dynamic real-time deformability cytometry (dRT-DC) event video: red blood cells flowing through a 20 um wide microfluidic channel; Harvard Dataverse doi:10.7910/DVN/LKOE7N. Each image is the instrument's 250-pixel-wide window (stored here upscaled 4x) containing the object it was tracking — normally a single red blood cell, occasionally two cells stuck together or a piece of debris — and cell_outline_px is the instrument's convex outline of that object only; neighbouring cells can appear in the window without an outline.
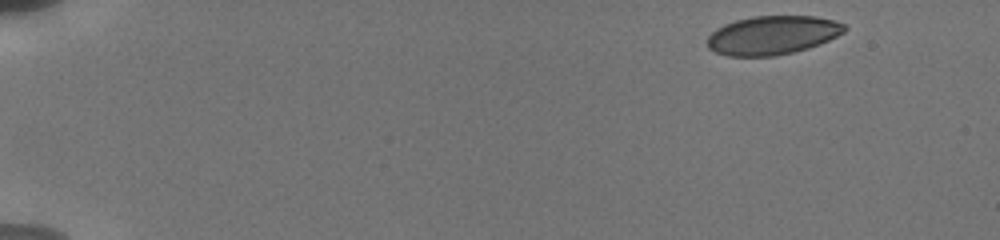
{"species": "human", "species_latin": "Homo sapiens", "temperature_condition": "cold", "stored_images_in_passage": 23, "camera_frame_rate_fps": 3000, "um_per_image_px": 0.085, "donor": {"sex": "male"}, "frame": {"image": 1, "passage_image": 1, "time_ms": 0.0, "image_size_px": [1000, 240], "cell_outline_px": [[848, 28], [844, 32], [820, 44], [808, 48], [792, 52], [772, 56], [728, 56], [716, 52], [708, 48], [708, 36], [716, 28], [724, 24], [736, 20], [752, 16], [816, 16], [832, 20], [844, 24]], "centroid_in_image_um": [65.65, 2.98], "position_along_channel_um": 19.3, "area_um2": 30.92}}
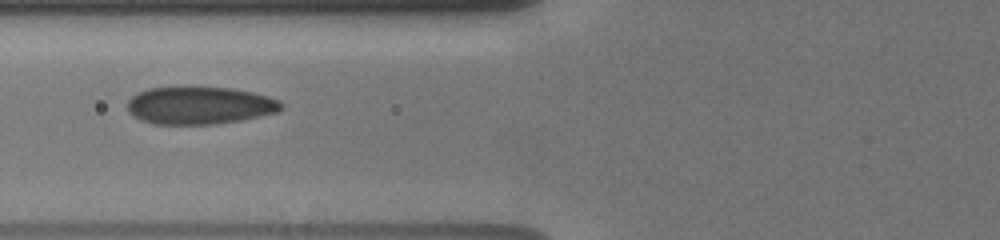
{"frame": {"image": 2, "passage_image": 10, "time_ms": 6.0, "image_size_px": [1000, 240], "cell_outline_px": [[284, 108], [276, 112], [260, 116], [240, 120], [216, 124], [152, 124], [140, 120], [132, 116], [128, 112], [128, 100], [136, 92], [148, 88], [184, 84], [232, 88], [252, 92], [268, 96], [280, 100], [284, 104]], "centroid_in_image_um": [16.93, 8.92], "position_along_channel_um": 108.9, "area_um2": 34.91}}
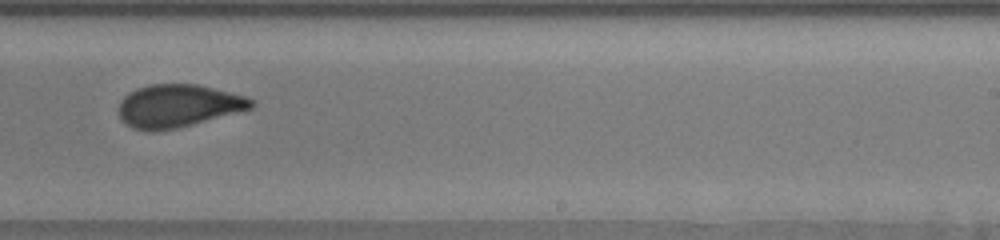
{"frame": {"image": 3, "passage_image": 21, "time_ms": 10.333, "image_size_px": [1000, 240], "cell_outline_px": [[256, 104], [252, 108], [176, 128], [156, 132], [132, 128], [120, 116], [120, 100], [128, 92], [136, 88], [148, 84], [196, 84], [248, 96], [256, 100]], "centroid_in_image_um": [15.16, 8.98], "position_along_channel_um": 273.8, "area_um2": 32.95}}